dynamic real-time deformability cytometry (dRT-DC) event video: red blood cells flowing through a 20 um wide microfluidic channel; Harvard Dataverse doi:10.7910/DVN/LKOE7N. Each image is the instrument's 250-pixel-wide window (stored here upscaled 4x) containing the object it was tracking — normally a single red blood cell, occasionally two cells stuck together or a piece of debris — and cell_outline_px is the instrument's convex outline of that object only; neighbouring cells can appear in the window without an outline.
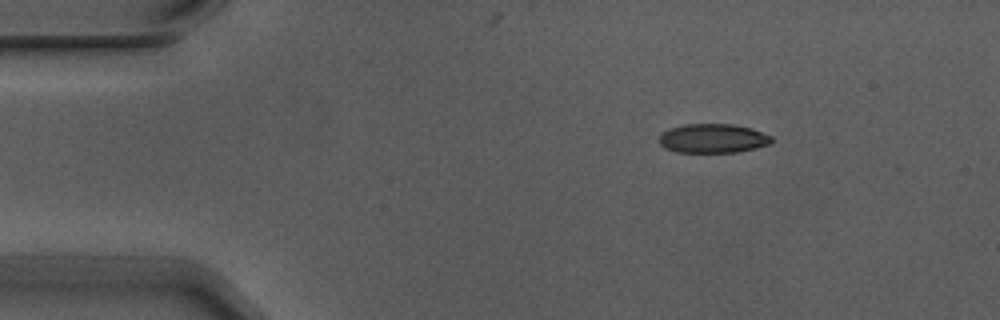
{"species": "Egyptian fruit bat (a non-hibernating species)", "species_latin": "Rousettus aegyptiacus", "temperature_condition": "warm", "stored_images_in_passage": 3, "camera_frame_rate_fps": 3000, "um_per_image_px": 0.085, "animal": {"sex": "male"}, "frame": {"image": 1, "passage_image": 1, "time_ms": 0.0, "image_size_px": [1000, 320], "cell_outline_px": [[772, 140], [768, 144], [736, 152], [676, 152], [664, 148], [660, 144], [660, 136], [664, 132], [672, 128], [684, 124], [732, 124], [752, 128], [772, 136]], "centroid_in_image_um": [60.59, 11.76], "position_along_channel_um": 24.4, "area_um2": 18.84}}
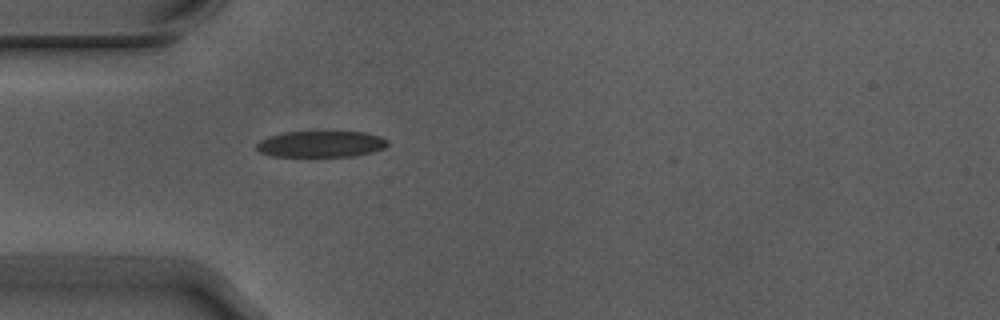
{"frame": {"image": 2, "passage_image": 3, "time_ms": 0.667, "image_size_px": [1000, 320], "cell_outline_px": [[388, 144], [384, 148], [372, 152], [356, 156], [272, 156], [260, 152], [256, 148], [256, 144], [260, 140], [268, 136], [284, 132], [364, 132], [380, 136], [388, 140]], "centroid_in_image_um": [27.28, 12.24], "position_along_channel_um": 57.7, "area_um2": 20.06}}